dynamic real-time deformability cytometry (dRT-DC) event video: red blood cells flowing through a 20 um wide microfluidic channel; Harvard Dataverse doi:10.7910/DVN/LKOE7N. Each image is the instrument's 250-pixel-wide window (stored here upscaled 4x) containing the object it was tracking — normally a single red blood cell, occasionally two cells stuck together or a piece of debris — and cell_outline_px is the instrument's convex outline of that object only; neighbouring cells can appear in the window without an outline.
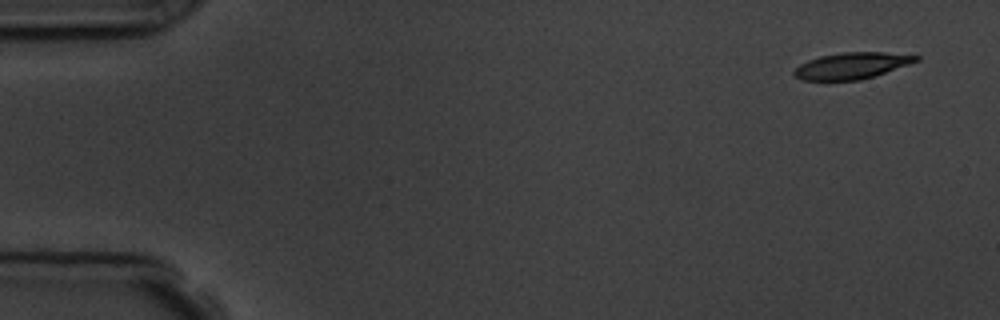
{"species": "common noctule bat (a hibernating species)", "species_latin": "Nyctalus noctula", "temperature_condition": "room temperature", "stored_images_in_passage": 4, "camera_frame_rate_fps": 3000, "um_per_image_px": 0.085, "animal": {"sex": "male", "body_mass_g": 19.5, "forearm_length_mm": 54.6}, "frame": {"image": 1, "passage_image": 1, "time_ms": 0.0, "image_size_px": [1000, 320], "cell_outline_px": [[920, 60], [860, 80], [804, 80], [796, 76], [792, 72], [800, 64], [808, 60], [820, 56], [844, 52], [884, 52], [920, 56]], "centroid_in_image_um": [72.38, 5.57], "position_along_channel_um": 12.6, "area_um2": 18.38}}
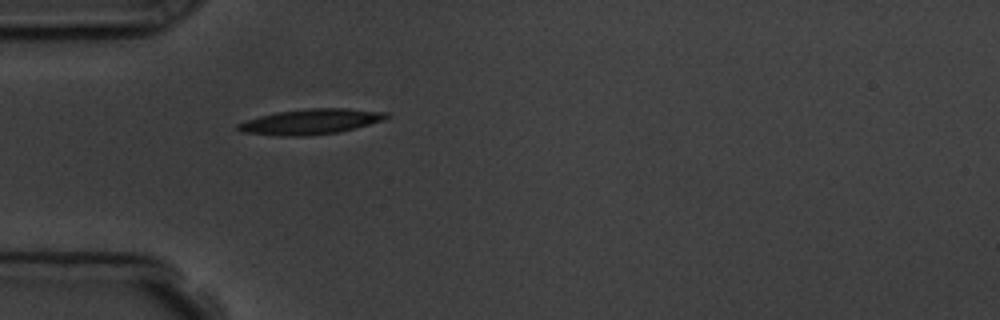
{"frame": {"image": 2, "passage_image": 4, "time_ms": 4.333, "image_size_px": [1000, 320], "cell_outline_px": [[392, 116], [384, 120], [356, 128], [336, 132], [304, 136], [280, 136], [244, 132], [236, 128], [236, 124], [260, 116], [276, 112], [308, 108], [344, 108], [388, 112]], "centroid_in_image_um": [26.45, 10.33], "position_along_channel_um": 58.5, "area_um2": 21.85}}